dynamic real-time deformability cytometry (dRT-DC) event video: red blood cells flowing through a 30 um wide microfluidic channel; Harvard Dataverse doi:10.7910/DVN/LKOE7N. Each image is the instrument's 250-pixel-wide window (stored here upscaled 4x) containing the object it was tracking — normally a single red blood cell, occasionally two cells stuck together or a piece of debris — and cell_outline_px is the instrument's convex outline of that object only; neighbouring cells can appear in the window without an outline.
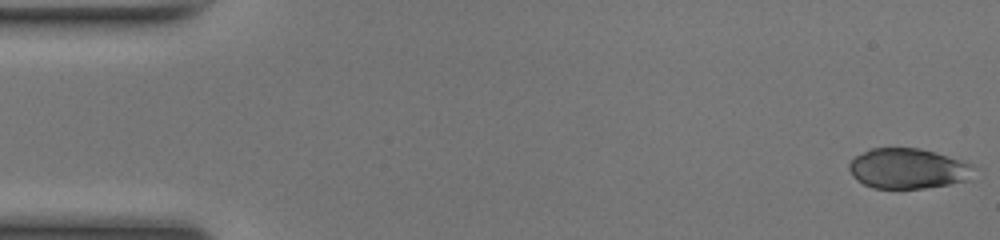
{"species": "common noctule bat (a hibernating species)", "species_latin": "Nyctalus noctula", "temperature_condition": "room temperature", "stored_images_in_passage": 49, "camera_frame_rate_fps": 3000, "um_per_image_px": 0.085, "animal": {"sex": "female", "body_mass_g": 17.0, "forearm_length_mm": 48.0}, "frame": {"image": 1, "passage_image": 1, "time_ms": 0.0, "image_size_px": [1000, 240], "cell_outline_px": [[976, 168], [968, 180], [948, 184], [924, 188], [872, 188], [856, 180], [852, 176], [848, 168], [848, 164], [856, 156], [872, 148], [920, 148], [972, 164]], "centroid_in_image_um": [77.15, 14.33], "position_along_channel_um": 7.8, "area_um2": 29.07}}